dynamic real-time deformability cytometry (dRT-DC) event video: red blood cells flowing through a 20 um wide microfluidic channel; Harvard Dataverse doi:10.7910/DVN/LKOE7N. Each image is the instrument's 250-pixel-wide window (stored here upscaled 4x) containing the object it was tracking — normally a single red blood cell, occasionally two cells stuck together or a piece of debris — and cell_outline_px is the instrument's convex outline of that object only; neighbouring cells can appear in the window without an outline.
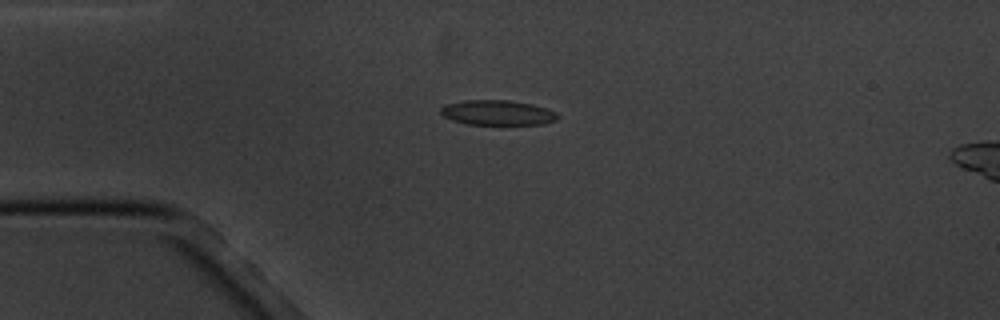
{"species": "common noctule bat (a hibernating species)", "species_latin": "Nyctalus noctula", "temperature_condition": "cold", "stored_images_in_passage": 3, "camera_frame_rate_fps": 3000, "um_per_image_px": 0.085, "animal": {"sex": "male", "body_mass_g": 20.1, "forearm_length_mm": 53.5}, "frame": {"image": 1, "passage_image": 2, "time_ms": 1.0, "image_size_px": [1000, 320], "cell_outline_px": [[560, 116], [556, 120], [544, 124], [468, 124], [452, 120], [444, 116], [440, 112], [440, 108], [444, 104], [464, 100], [508, 100], [532, 104], [548, 108], [556, 112]], "centroid_in_image_um": [42.3, 9.57], "position_along_channel_um": 42.7, "area_um2": 17.11}}